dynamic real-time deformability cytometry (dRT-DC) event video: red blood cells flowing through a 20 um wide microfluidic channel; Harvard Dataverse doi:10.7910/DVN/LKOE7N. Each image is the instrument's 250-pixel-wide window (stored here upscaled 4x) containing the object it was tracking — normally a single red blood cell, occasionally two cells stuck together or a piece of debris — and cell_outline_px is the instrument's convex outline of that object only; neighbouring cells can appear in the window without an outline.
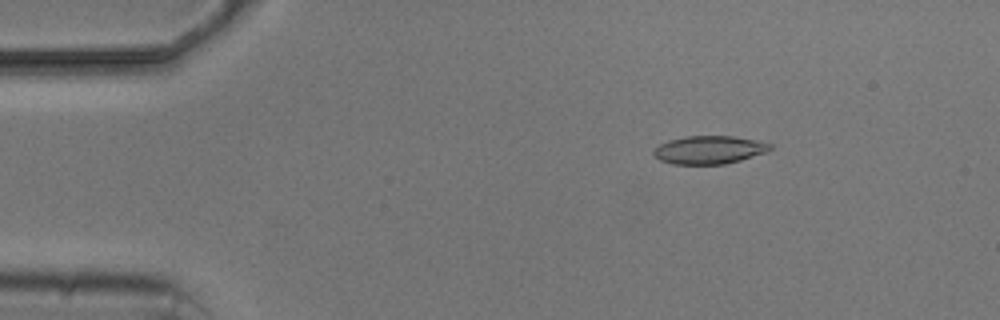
{"species": "common noctule bat (a hibernating species)", "species_latin": "Nyctalus noctula", "temperature_condition": "cold", "stored_images_in_passage": 2, "camera_frame_rate_fps": 3000, "um_per_image_px": 0.085, "animal": {"sex": "male", "body_mass_g": 20.5, "forearm_length_mm": 52.5}, "frame": {"image": 1, "passage_image": 1, "time_ms": 0.0, "image_size_px": [1000, 320], "cell_outline_px": [[772, 148], [768, 152], [740, 160], [724, 164], [672, 164], [660, 160], [652, 152], [660, 144], [668, 140], [684, 136], [732, 136], [756, 140], [772, 144]], "centroid_in_image_um": [60.3, 12.73], "position_along_channel_um": 24.7, "area_um2": 19.07}}